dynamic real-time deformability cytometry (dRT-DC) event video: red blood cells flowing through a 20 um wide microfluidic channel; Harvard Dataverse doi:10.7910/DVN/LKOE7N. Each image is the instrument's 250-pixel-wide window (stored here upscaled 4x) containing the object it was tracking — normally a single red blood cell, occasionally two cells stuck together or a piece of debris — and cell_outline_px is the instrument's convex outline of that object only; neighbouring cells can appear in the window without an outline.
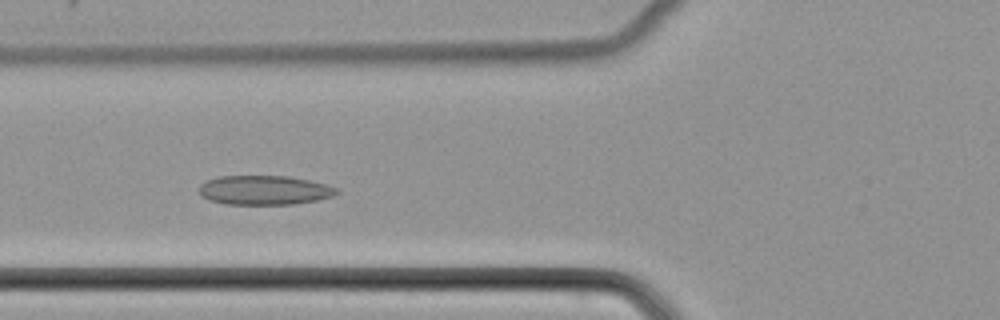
{"species": "common noctule bat (a hibernating species)", "species_latin": "Nyctalus noctula", "temperature_condition": "cold", "stored_images_in_passage": 46, "camera_frame_rate_fps": 3000, "um_per_image_px": 0.085, "animal": {"sex": "female", "body_mass_g": 22.7, "forearm_length_mm": 54.2}, "frame": {"image": 1, "passage_image": 16, "time_ms": 5.0, "image_size_px": [1000, 320], "cell_outline_px": [[340, 192], [332, 196], [316, 200], [292, 204], [228, 204], [208, 200], [200, 196], [200, 184], [208, 180], [220, 176], [288, 176], [308, 180], [324, 184], [336, 188]], "centroid_in_image_um": [22.44, 16.16], "position_along_channel_um": 103.4, "area_um2": 23.29}}
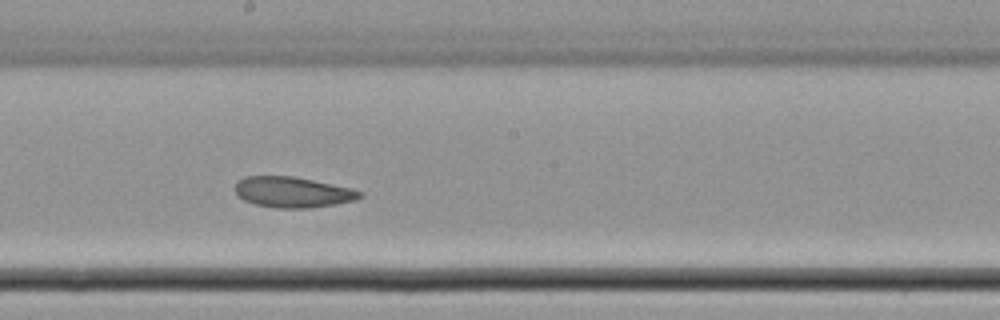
{"frame": {"image": 2, "passage_image": 25, "time_ms": 8.0, "image_size_px": [1000, 320], "cell_outline_px": [[364, 196], [356, 200], [308, 208], [276, 208], [256, 204], [244, 200], [236, 196], [236, 180], [244, 176], [292, 176], [352, 188], [364, 192]], "centroid_in_image_um": [24.87, 16.33], "position_along_channel_um": 223.3, "area_um2": 22.31}}
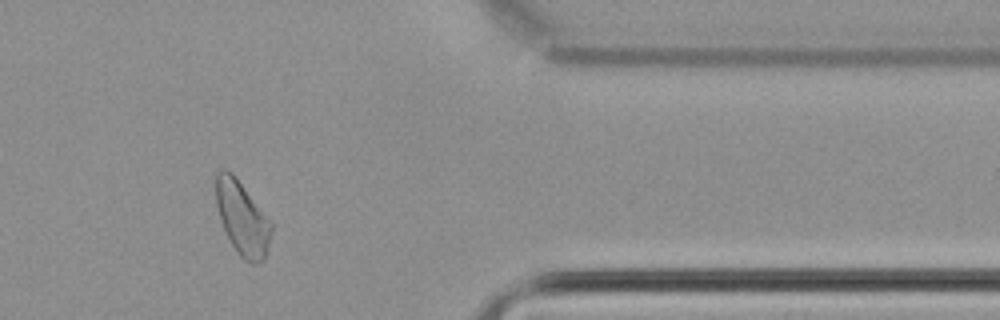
{"frame": {"image": 3, "passage_image": 39, "time_ms": 12.667, "image_size_px": [1000, 320], "cell_outline_px": [[272, 232], [268, 248], [264, 260], [256, 264], [252, 264], [244, 260], [236, 252], [220, 220], [216, 204], [216, 172], [220, 168], [224, 168], [232, 172], [236, 176], [272, 220]], "centroid_in_image_um": [20.61, 18.52], "position_along_channel_um": 390.8, "area_um2": 24.28}}